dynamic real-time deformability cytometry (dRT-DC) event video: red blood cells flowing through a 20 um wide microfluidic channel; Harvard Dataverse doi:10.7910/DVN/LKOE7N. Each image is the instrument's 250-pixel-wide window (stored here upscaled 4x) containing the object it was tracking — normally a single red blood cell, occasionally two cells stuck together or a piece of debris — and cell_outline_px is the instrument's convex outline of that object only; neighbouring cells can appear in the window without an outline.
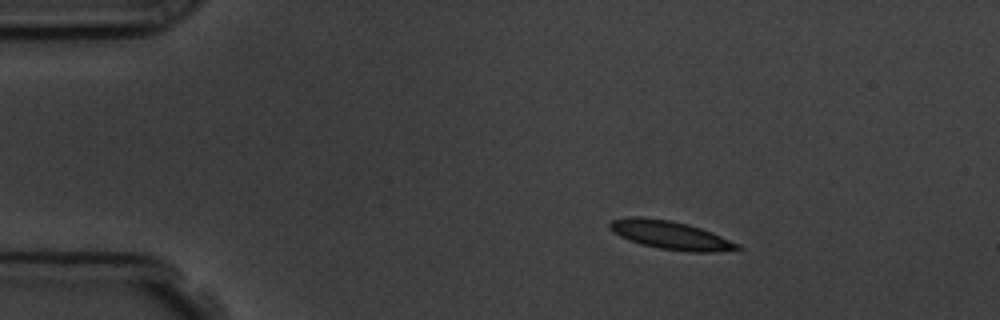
{"species": "common noctule bat (a hibernating species)", "species_latin": "Nyctalus noctula", "temperature_condition": "room temperature", "stored_images_in_passage": 4, "camera_frame_rate_fps": 3000, "um_per_image_px": 0.085, "animal": {"sex": "male", "body_mass_g": 19.5, "forearm_length_mm": 54.6}, "frame": {"image": 1, "passage_image": 2, "time_ms": 1.0, "image_size_px": [1000, 320], "cell_outline_px": [[744, 248], [716, 252], [688, 252], [660, 248], [640, 244], [628, 240], [612, 232], [608, 228], [608, 224], [612, 220], [632, 216], [644, 216], [668, 220], [688, 224], [712, 232], [740, 244]], "centroid_in_image_um": [56.98, 19.98], "position_along_channel_um": 28.0, "area_um2": 21.27}}